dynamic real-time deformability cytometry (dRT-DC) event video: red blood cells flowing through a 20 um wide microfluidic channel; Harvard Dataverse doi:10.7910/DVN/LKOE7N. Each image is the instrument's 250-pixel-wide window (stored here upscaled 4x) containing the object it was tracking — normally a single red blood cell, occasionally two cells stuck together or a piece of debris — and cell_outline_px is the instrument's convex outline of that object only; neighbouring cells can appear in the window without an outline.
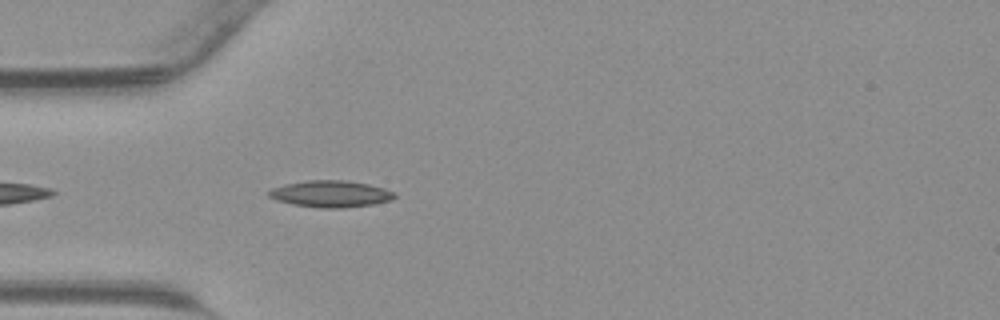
{"species": "common noctule bat (a hibernating species)", "species_latin": "Nyctalus noctula", "temperature_condition": "warm", "stored_images_in_passage": 14, "camera_frame_rate_fps": 3000, "um_per_image_px": 0.085, "animal": {"sex": "male", "body_mass_g": 23.1, "forearm_length_mm": 52.7}, "frame": {"image": 1, "passage_image": 3, "time_ms": 0.667, "image_size_px": [1000, 320], "cell_outline_px": [[396, 196], [392, 200], [372, 204], [344, 208], [320, 208], [292, 204], [276, 200], [268, 196], [268, 192], [272, 188], [284, 184], [308, 180], [348, 180], [368, 184], [384, 188], [396, 192]], "centroid_in_image_um": [28.12, 16.48], "position_along_channel_um": 56.9, "area_um2": 19.65}}
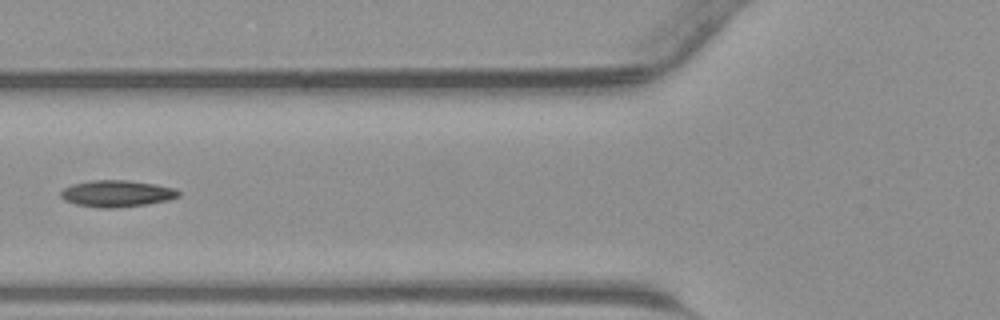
{"frame": {"image": 2, "passage_image": 7, "time_ms": 2.0, "image_size_px": [1000, 320], "cell_outline_px": [[180, 196], [168, 200], [148, 204], [116, 208], [96, 208], [76, 204], [64, 200], [60, 196], [60, 192], [64, 188], [72, 184], [92, 180], [128, 180], [156, 184], [176, 188], [180, 192]], "centroid_in_image_um": [9.94, 16.45], "position_along_channel_um": 115.9, "area_um2": 18.5}}